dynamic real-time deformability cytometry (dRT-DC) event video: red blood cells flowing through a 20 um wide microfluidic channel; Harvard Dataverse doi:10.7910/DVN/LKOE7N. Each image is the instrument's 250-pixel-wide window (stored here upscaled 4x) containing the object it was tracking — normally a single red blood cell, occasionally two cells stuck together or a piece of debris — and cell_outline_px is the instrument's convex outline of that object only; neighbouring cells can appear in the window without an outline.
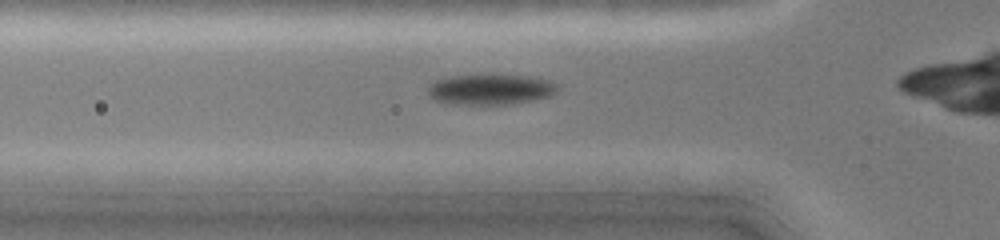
{"species": "common noctule bat (a hibernating species)", "species_latin": "Nyctalus noctula", "temperature_condition": "cold", "stored_images_in_passage": 32, "camera_frame_rate_fps": 3000, "um_per_image_px": 0.085, "animal": {"sex": "female", "body_mass_g": 19.0, "forearm_length_mm": 51.5}, "frame": {"image": 1, "passage_image": 6, "time_ms": 1.667, "image_size_px": [1000, 240], "cell_outline_px": [[560, 88], [556, 92], [548, 96], [532, 100], [508, 104], [464, 104], [436, 100], [428, 92], [428, 84], [440, 76], [480, 72], [536, 76], [552, 80]], "centroid_in_image_um": [41.69, 7.51], "position_along_channel_um": 84.1, "area_um2": 24.16}}
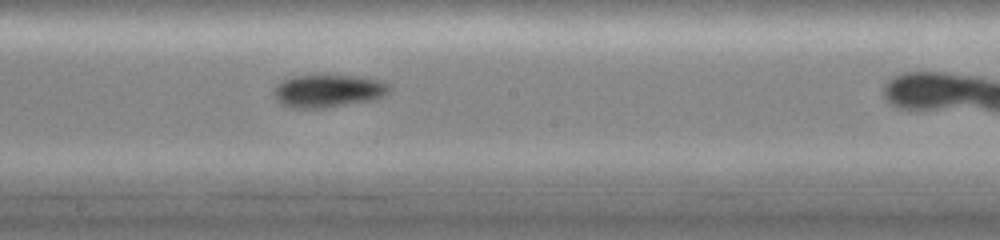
{"frame": {"image": 2, "passage_image": 16, "time_ms": 5.0, "image_size_px": [1000, 240], "cell_outline_px": [[392, 88], [384, 96], [372, 100], [320, 108], [300, 108], [284, 104], [276, 100], [272, 92], [272, 88], [276, 84], [292, 76], [360, 76], [384, 80]], "centroid_in_image_um": [27.91, 7.71], "position_along_channel_um": 220.3, "area_um2": 21.96}}
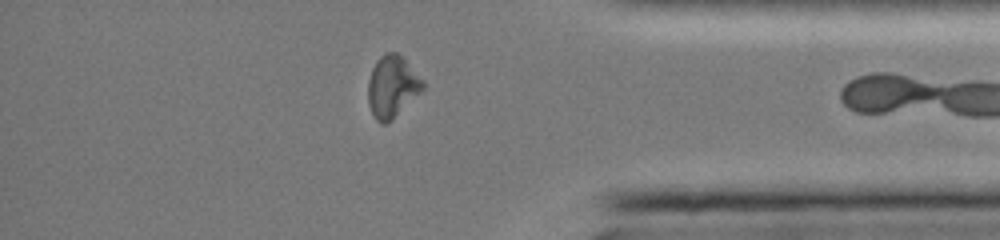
{"frame": {"image": 3, "passage_image": 30, "time_ms": 9.667, "image_size_px": [1000, 240], "cell_outline_px": [[424, 88], [392, 120], [384, 124], [380, 124], [376, 120], [368, 104], [368, 80], [372, 68], [376, 60], [384, 52], [396, 52], [424, 80]], "centroid_in_image_um": [33.31, 7.36], "position_along_channel_um": 401.9, "area_um2": 19.59}}